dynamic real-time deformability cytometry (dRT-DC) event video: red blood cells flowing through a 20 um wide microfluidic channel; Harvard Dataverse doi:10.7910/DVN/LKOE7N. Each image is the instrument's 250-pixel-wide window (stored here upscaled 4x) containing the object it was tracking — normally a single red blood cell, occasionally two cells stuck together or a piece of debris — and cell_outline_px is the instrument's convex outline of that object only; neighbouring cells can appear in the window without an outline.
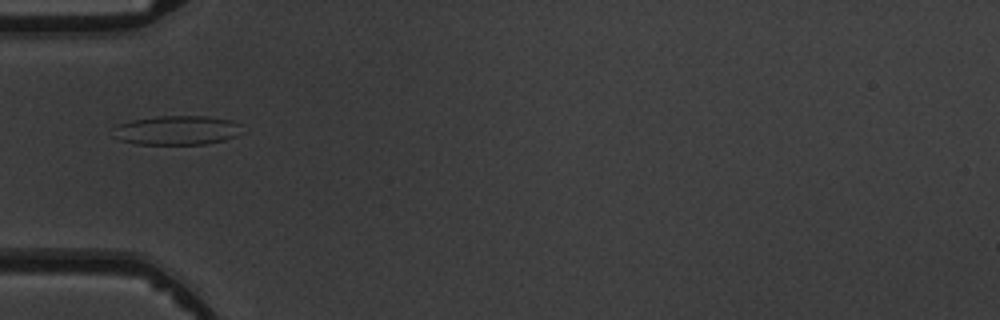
{"species": "common noctule bat (a hibernating species)", "species_latin": "Nyctalus noctula", "temperature_condition": "warm", "stored_images_in_passage": 6, "camera_frame_rate_fps": 3000, "um_per_image_px": 0.085, "animal": {"sex": "male", "body_mass_g": 19.5, "forearm_length_mm": 54.6}, "frame": {"image": 1, "passage_image": 6, "time_ms": 5.667, "image_size_px": [1000, 320], "cell_outline_px": [[244, 132], [236, 136], [224, 140], [204, 144], [136, 144], [120, 140], [112, 136], [116, 124], [132, 120], [156, 116], [208, 116], [232, 120], [240, 124]], "centroid_in_image_um": [15.05, 11.07], "position_along_channel_um": 70.0, "area_um2": 22.25}}